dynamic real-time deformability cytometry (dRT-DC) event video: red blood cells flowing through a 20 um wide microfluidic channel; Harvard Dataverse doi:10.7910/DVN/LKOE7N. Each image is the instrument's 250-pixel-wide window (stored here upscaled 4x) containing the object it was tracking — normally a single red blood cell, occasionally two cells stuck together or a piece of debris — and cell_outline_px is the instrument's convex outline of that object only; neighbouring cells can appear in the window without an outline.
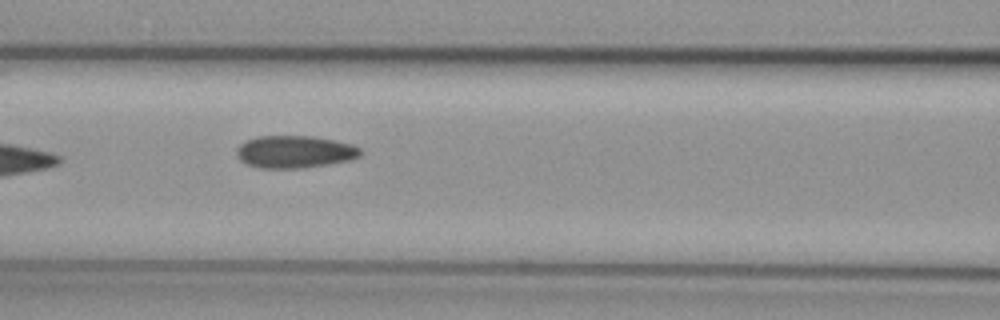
{"species": "common noctule bat (a hibernating species)", "species_latin": "Nyctalus noctula", "temperature_condition": "cold", "stored_images_in_passage": 6, "camera_frame_rate_fps": 3000, "um_per_image_px": 0.085, "animal": {"sex": "female", "body_mass_g": 29.2, "forearm_length_mm": 56.3}, "frame": {"image": 1, "passage_image": 5, "time_ms": 4.667, "image_size_px": [1000, 320], "cell_outline_px": [[360, 156], [352, 160], [304, 168], [260, 168], [248, 164], [240, 160], [236, 156], [236, 148], [244, 140], [256, 136], [312, 136], [352, 144], [360, 148]], "centroid_in_image_um": [25.02, 12.9], "position_along_channel_um": 141.6, "area_um2": 23.52}}
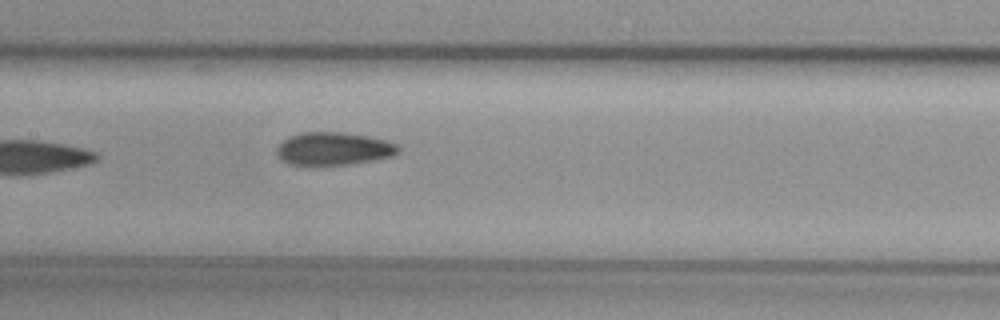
{"frame": {"image": 2, "passage_image": 6, "time_ms": 5.667, "image_size_px": [1000, 320], "cell_outline_px": [[400, 148], [392, 156], [348, 164], [288, 164], [280, 160], [276, 152], [276, 148], [288, 136], [304, 132], [344, 132], [368, 136], [388, 140], [396, 144]], "centroid_in_image_um": [28.33, 12.62], "position_along_channel_um": 179.1, "area_um2": 23.06}}